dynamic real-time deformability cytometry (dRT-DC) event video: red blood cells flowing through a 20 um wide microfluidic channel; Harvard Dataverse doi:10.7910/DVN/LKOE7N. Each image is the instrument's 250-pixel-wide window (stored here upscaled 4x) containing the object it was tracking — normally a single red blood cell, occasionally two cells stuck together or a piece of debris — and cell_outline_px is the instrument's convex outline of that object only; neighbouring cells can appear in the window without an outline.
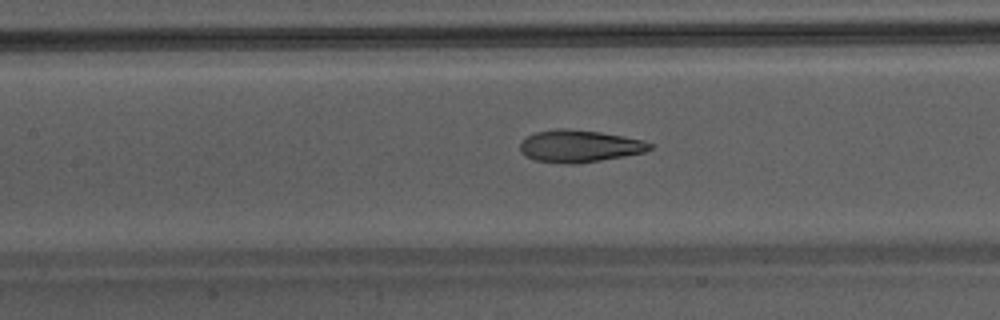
{"species": "Egyptian fruit bat (a non-hibernating species)", "species_latin": "Rousettus aegyptiacus", "temperature_condition": "warm", "stored_images_in_passage": 39, "camera_frame_rate_fps": 3000, "um_per_image_px": 0.085, "animal": {"sex": "male"}, "frame": {"image": 1, "passage_image": 15, "time_ms": 4.667, "image_size_px": [1000, 320], "cell_outline_px": [[652, 148], [644, 152], [624, 156], [576, 164], [568, 164], [536, 160], [524, 156], [520, 152], [520, 144], [528, 136], [536, 132], [556, 128], [568, 128], [600, 132], [624, 136], [640, 140], [652, 144]], "centroid_in_image_um": [49.22, 12.42], "position_along_channel_um": 158.2, "area_um2": 24.22}}
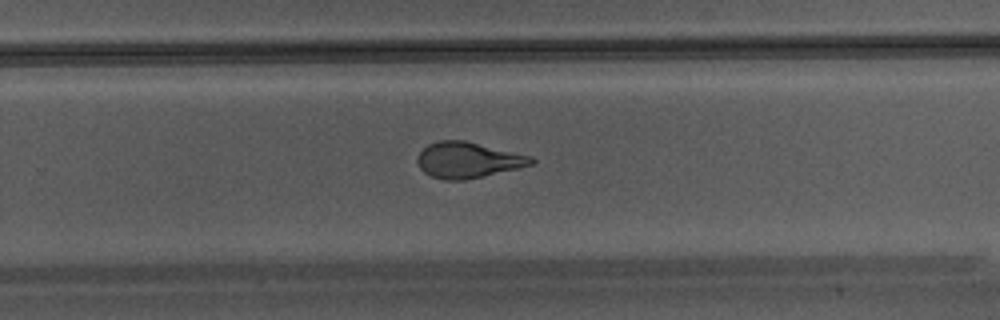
{"frame": {"image": 2, "passage_image": 24, "time_ms": 7.667, "image_size_px": [1000, 320], "cell_outline_px": [[536, 160], [532, 164], [516, 168], [464, 180], [444, 180], [432, 176], [424, 172], [420, 168], [416, 160], [420, 152], [428, 144], [440, 140], [464, 140], [532, 156]], "centroid_in_image_um": [39.75, 13.59], "position_along_channel_um": 290.0, "area_um2": 23.47}}
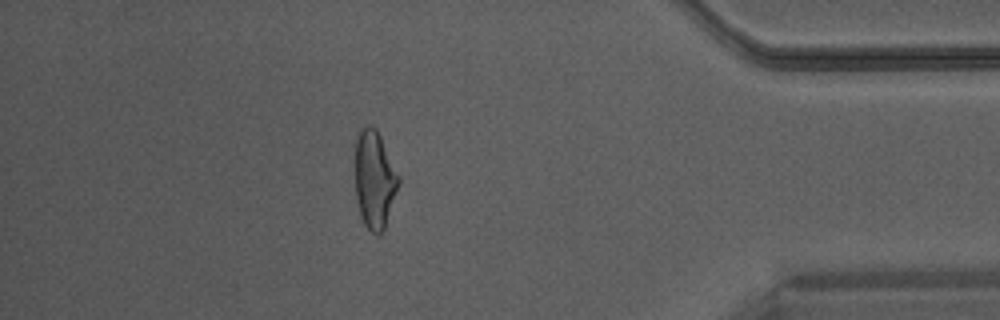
{"frame": {"image": 3, "passage_image": 34, "time_ms": 11.0, "image_size_px": [1000, 320], "cell_outline_px": [[400, 184], [384, 228], [376, 236], [364, 224], [360, 216], [356, 196], [352, 144], [360, 128], [368, 124], [376, 128], [400, 176]], "centroid_in_image_um": [31.78, 15.18], "position_along_channel_um": 403.4, "area_um2": 25.61}}